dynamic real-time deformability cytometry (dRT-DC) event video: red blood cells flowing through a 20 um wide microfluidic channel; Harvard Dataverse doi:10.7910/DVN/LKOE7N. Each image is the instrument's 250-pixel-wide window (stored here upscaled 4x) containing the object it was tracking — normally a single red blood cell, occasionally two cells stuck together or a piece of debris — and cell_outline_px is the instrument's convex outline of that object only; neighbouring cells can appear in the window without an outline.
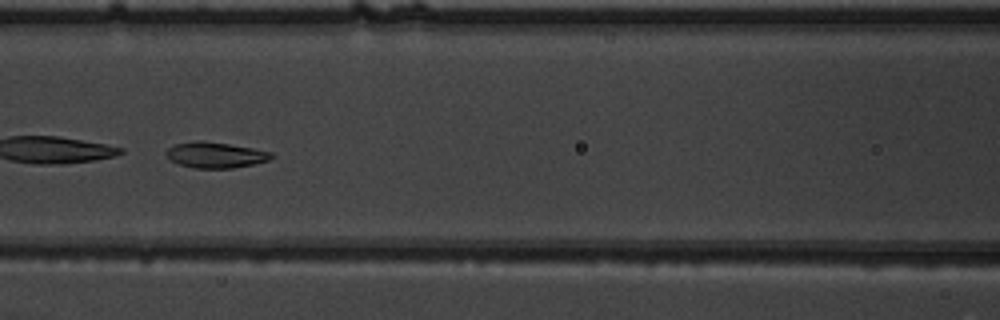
{"species": "common noctule bat (a hibernating species)", "species_latin": "Nyctalus noctula", "temperature_condition": "warm", "stored_images_in_passage": 39, "camera_frame_rate_fps": 3000, "um_per_image_px": 0.085, "animal": {"sex": "male", "body_mass_g": 19.5, "forearm_length_mm": 54.6}, "frame": {"image": 1, "passage_image": 12, "time_ms": 3.667, "image_size_px": [1000, 320], "cell_outline_px": [[272, 156], [264, 160], [248, 164], [224, 168], [200, 168], [184, 164], [172, 160], [168, 152], [172, 148], [180, 144], [224, 144], [248, 148], [264, 152]], "centroid_in_image_um": [18.32, 13.22], "position_along_channel_um": 148.3, "area_um2": 13.41}}